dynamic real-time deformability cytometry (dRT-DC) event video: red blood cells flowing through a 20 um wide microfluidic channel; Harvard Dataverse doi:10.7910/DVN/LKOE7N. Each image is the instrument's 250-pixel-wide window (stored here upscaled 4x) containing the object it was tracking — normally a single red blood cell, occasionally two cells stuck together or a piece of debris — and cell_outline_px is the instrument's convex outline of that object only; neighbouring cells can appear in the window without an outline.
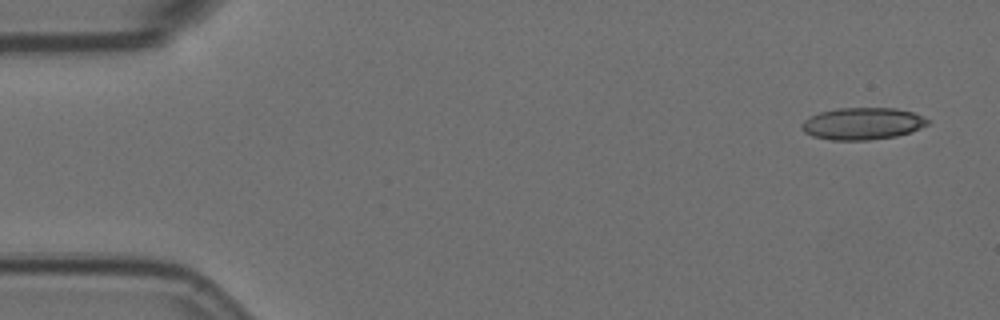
{"species": "Egyptian fruit bat (a non-hibernating species)", "species_latin": "Rousettus aegyptiacus", "temperature_condition": "room temperature", "stored_images_in_passage": 5, "camera_frame_rate_fps": 3000, "um_per_image_px": 0.085, "animal": {"sex": "female"}, "frame": {"image": 1, "passage_image": 1, "time_ms": 0.0, "image_size_px": [1000, 320], "cell_outline_px": [[928, 124], [912, 132], [896, 136], [868, 140], [832, 140], [812, 136], [804, 132], [800, 124], [804, 120], [820, 112], [836, 108], [896, 108], [912, 112], [928, 120]], "centroid_in_image_um": [73.29, 10.51], "position_along_channel_um": 11.7, "area_um2": 23.41}}